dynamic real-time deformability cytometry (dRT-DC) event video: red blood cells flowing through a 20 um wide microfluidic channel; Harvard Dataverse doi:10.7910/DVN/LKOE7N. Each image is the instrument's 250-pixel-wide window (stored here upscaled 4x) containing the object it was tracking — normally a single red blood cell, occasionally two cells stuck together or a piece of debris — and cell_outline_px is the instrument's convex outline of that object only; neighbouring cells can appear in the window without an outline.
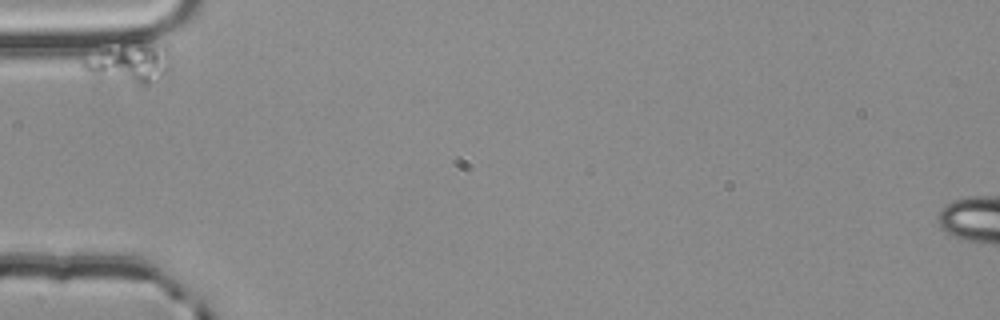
{"species": "common noctule bat (a hibernating species)", "species_latin": "Nyctalus noctula", "temperature_condition": "room temperature", "stored_images_in_passage": 38, "camera_frame_rate_fps": 3000, "um_per_image_px": 0.085, "animal": {"sex": "male", "body_mass_g": 20.4}, "frame": {"image": 1, "passage_image": 1, "time_ms": 0.0, "image_size_px": [1000, 320], "cell_outline_px": [[168, 68], [160, 76], [148, 84], [140, 84], [96, 76], [84, 72], [80, 68], [80, 60], [120, 36], [136, 36], [164, 44], [168, 56]], "centroid_in_image_um": [10.88, 5.14], "position_along_channel_um": 74.1, "area_um2": 22.25}}
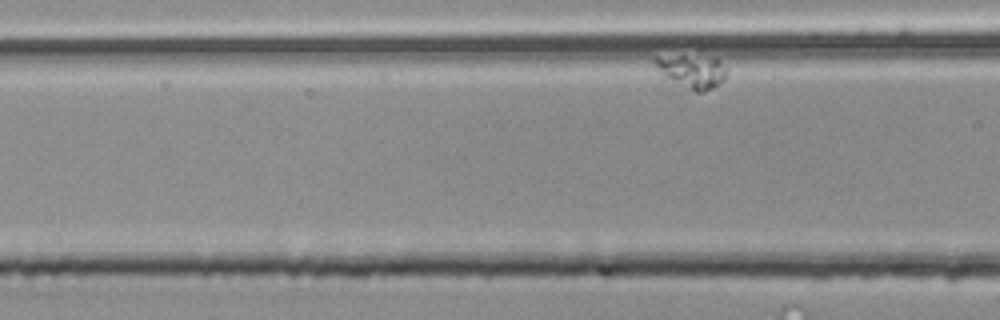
{"frame": {"image": 2, "passage_image": 6, "time_ms": 1.667, "image_size_px": [1000, 320], "cell_outline_px": [[728, 72], [724, 80], [712, 88], [704, 92], [696, 92], [664, 76], [660, 72], [652, 60], [680, 56], [684, 56], [720, 60], [728, 68]], "centroid_in_image_um": [58.92, 6.1], "position_along_channel_um": 107.7, "area_um2": 13.24}}
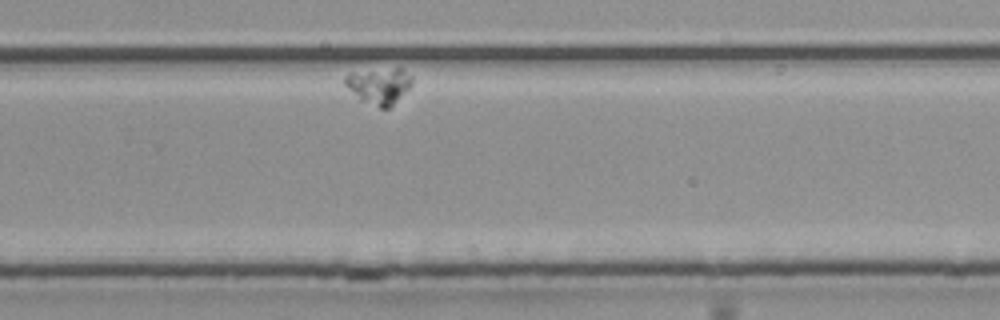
{"frame": {"image": 3, "passage_image": 30, "time_ms": 9.667, "image_size_px": [1000, 320], "cell_outline_px": [[412, 84], [388, 108], [380, 108], [360, 100], [344, 84], [344, 76], [348, 72], [396, 68], [400, 68], [412, 76]], "centroid_in_image_um": [32.18, 7.27], "position_along_channel_um": 297.6, "area_um2": 13.93}}